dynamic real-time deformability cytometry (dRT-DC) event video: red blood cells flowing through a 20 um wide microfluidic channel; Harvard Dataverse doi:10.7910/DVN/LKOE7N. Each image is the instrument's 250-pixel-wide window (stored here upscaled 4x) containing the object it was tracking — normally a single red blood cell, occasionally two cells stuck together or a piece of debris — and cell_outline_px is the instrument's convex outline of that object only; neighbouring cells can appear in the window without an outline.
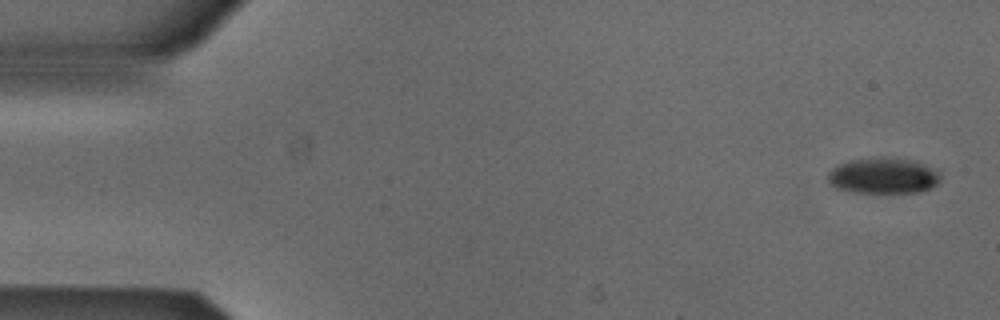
{"species": "Egyptian fruit bat (a non-hibernating species)", "species_latin": "Rousettus aegyptiacus", "temperature_condition": "cold", "stored_images_in_passage": 4, "camera_frame_rate_fps": 3000, "um_per_image_px": 0.085, "animal": {"sex": "male"}, "frame": {"image": 1, "passage_image": 1, "time_ms": 0.0, "image_size_px": [1000, 320], "cell_outline_px": [[940, 180], [932, 188], [920, 192], [852, 192], [836, 188], [828, 184], [828, 172], [836, 164], [848, 160], [872, 156], [892, 156], [916, 160], [940, 172]], "centroid_in_image_um": [75.05, 14.9], "position_along_channel_um": 9.9, "area_um2": 24.28}}
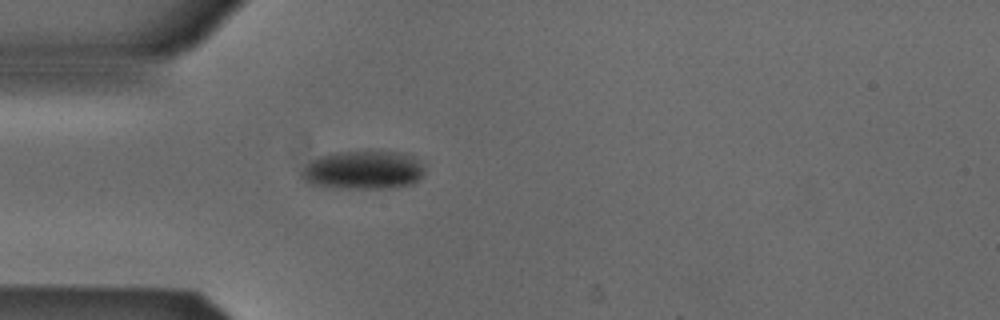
{"frame": {"image": 2, "passage_image": 4, "time_ms": 1.0, "image_size_px": [1000, 320], "cell_outline_px": [[424, 172], [412, 184], [396, 188], [328, 188], [308, 184], [300, 176], [300, 172], [312, 160], [320, 156], [340, 152], [400, 152], [412, 156], [424, 168]], "centroid_in_image_um": [30.83, 14.48], "position_along_channel_um": 54.2, "area_um2": 27.51}}